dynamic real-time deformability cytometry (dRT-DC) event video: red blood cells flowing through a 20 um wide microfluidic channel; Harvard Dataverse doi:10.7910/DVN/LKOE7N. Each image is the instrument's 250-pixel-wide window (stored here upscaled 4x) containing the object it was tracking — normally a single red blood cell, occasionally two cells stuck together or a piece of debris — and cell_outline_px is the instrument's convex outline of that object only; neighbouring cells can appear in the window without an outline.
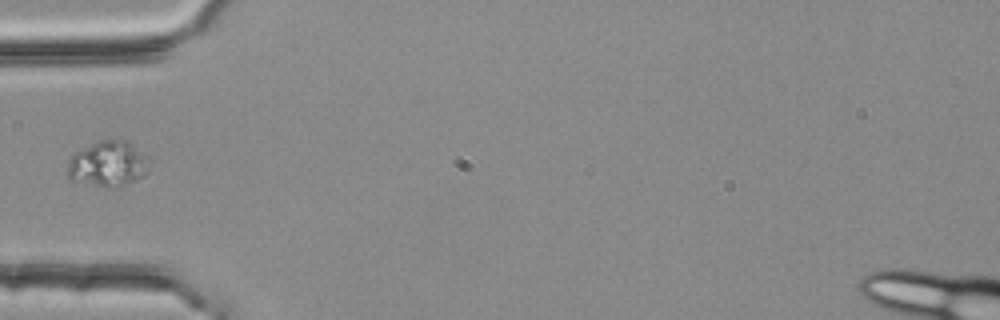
{"species": "common noctule bat (a hibernating species)", "species_latin": "Nyctalus noctula", "temperature_condition": "room temperature", "stored_images_in_passage": 1, "camera_frame_rate_fps": 3000, "um_per_image_px": 0.085, "animal": {"sex": "female", "body_mass_g": 25.1}, "frame": {"image": 1, "passage_image": 1, "time_ms": 0.0, "image_size_px": [1000, 320], "cell_outline_px": [[152, 160], [148, 172], [144, 176], [136, 180], [116, 188], [104, 188], [68, 180], [68, 164], [72, 156], [76, 152], [100, 140], [124, 140], [148, 156]], "centroid_in_image_um": [9.21, 13.97], "position_along_channel_um": 75.8, "area_um2": 21.96}}